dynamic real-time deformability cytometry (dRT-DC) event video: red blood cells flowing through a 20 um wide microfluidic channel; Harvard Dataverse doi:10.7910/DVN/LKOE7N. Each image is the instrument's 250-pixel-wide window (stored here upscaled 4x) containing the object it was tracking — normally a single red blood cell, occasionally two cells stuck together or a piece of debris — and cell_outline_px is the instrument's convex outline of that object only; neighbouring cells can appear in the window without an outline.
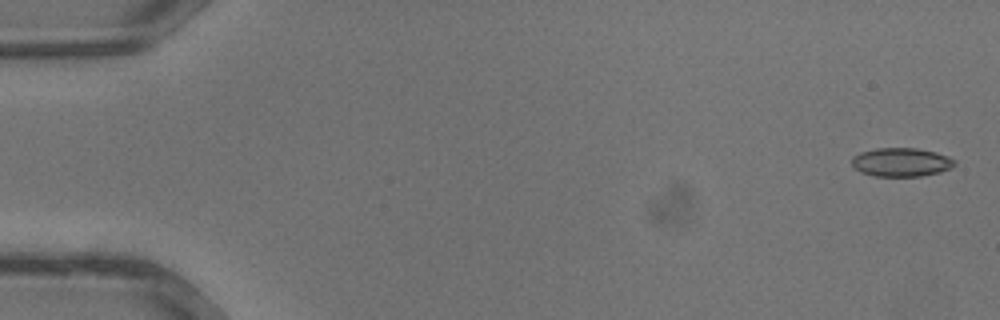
{"species": "common noctule bat (a hibernating species)", "species_latin": "Nyctalus noctula", "temperature_condition": "warm", "stored_images_in_passage": 35, "camera_frame_rate_fps": 3000, "um_per_image_px": 0.085, "animal": {"sex": "male", "body_mass_g": 13.3}, "frame": {"image": 1, "passage_image": 1, "time_ms": 0.0, "image_size_px": [1000, 320], "cell_outline_px": [[956, 164], [952, 168], [940, 172], [920, 176], [872, 176], [860, 172], [852, 164], [852, 156], [860, 152], [876, 148], [916, 148], [936, 152], [948, 156], [956, 160]], "centroid_in_image_um": [76.62, 13.78], "position_along_channel_um": 8.4, "area_um2": 17.34}}
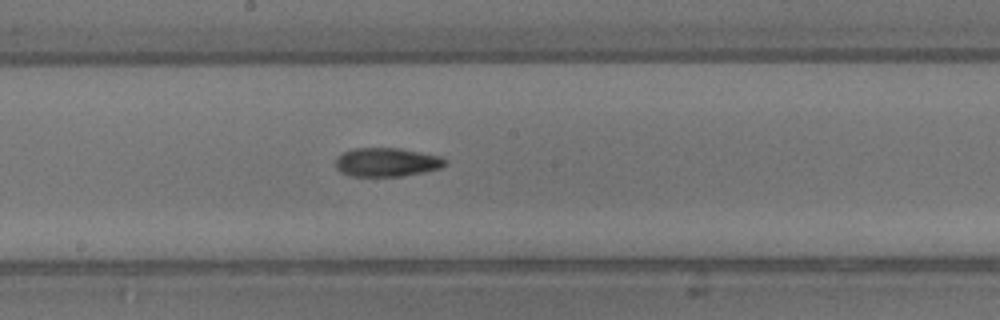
{"frame": {"image": 2, "passage_image": 19, "time_ms": 6.0, "image_size_px": [1000, 320], "cell_outline_px": [[448, 164], [440, 168], [424, 172], [404, 176], [352, 176], [340, 172], [336, 168], [336, 156], [344, 152], [356, 148], [400, 148], [440, 156], [448, 160]], "centroid_in_image_um": [32.89, 13.79], "position_along_channel_um": 215.3, "area_um2": 18.5}}
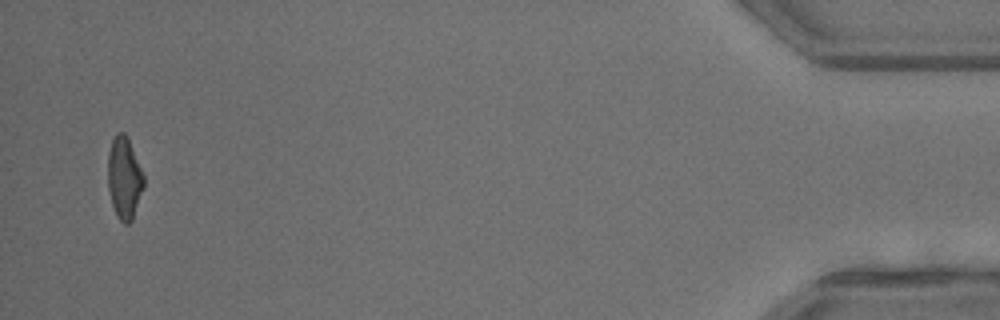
{"frame": {"image": 3, "passage_image": 34, "time_ms": 11.0, "image_size_px": [1000, 320], "cell_outline_px": [[144, 188], [132, 220], [128, 224], [124, 224], [116, 216], [112, 204], [108, 188], [108, 152], [112, 140], [116, 132], [124, 132], [128, 136], [144, 176]], "centroid_in_image_um": [10.56, 15.12], "position_along_channel_um": 424.6, "area_um2": 17.34}}